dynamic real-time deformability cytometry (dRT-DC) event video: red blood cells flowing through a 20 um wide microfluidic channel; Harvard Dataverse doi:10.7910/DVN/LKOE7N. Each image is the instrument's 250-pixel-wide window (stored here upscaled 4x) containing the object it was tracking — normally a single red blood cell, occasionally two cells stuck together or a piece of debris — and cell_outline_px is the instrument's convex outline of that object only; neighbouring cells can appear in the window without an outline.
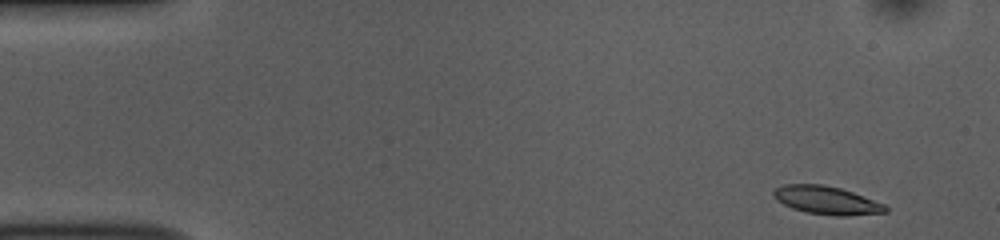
{"species": "common noctule bat (a hibernating species)", "species_latin": "Nyctalus noctula", "temperature_condition": "room temperature", "stored_images_in_passage": 49, "camera_frame_rate_fps": 3000, "um_per_image_px": 0.085, "animal": {"sex": "female", "body_mass_g": 10.0, "forearm_length_mm": 53.1}, "frame": {"image": 1, "passage_image": 1, "time_ms": 0.0, "image_size_px": [1000, 240], "cell_outline_px": [[888, 212], [844, 216], [836, 216], [808, 212], [792, 208], [776, 200], [772, 196], [772, 192], [776, 188], [784, 184], [824, 184], [840, 188], [852, 192], [884, 204], [888, 208]], "centroid_in_image_um": [70.24, 17.02], "position_along_channel_um": 14.8, "area_um2": 18.26}}
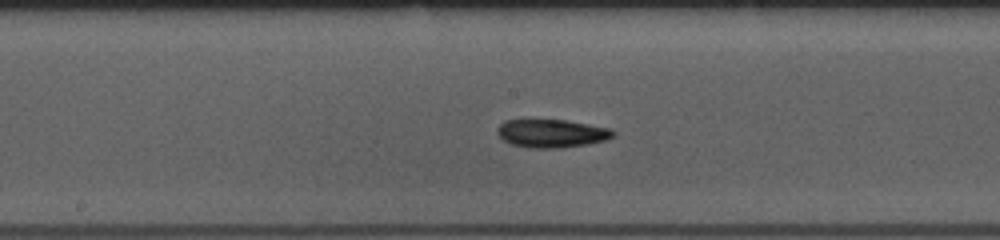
{"frame": {"image": 2, "passage_image": 24, "time_ms": 7.667, "image_size_px": [1000, 240], "cell_outline_px": [[616, 132], [612, 136], [604, 140], [588, 144], [560, 148], [528, 148], [512, 144], [504, 140], [496, 132], [500, 124], [504, 120], [564, 120], [612, 128]], "centroid_in_image_um": [46.89, 11.34], "position_along_channel_um": 201.3, "area_um2": 18.96}}
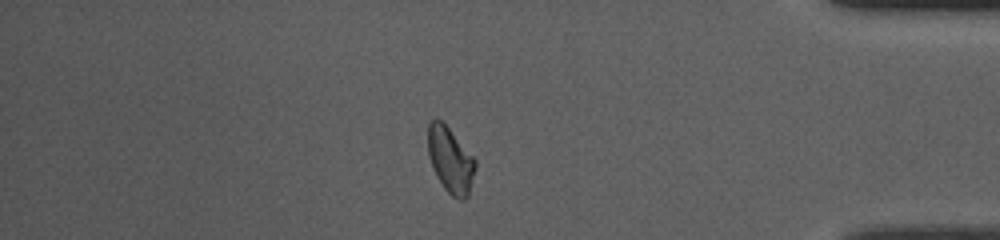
{"frame": {"image": 3, "passage_image": 42, "time_ms": 13.667, "image_size_px": [1000, 240], "cell_outline_px": [[476, 168], [468, 196], [464, 200], [460, 200], [452, 196], [444, 188], [436, 176], [432, 168], [428, 156], [428, 120], [440, 120], [448, 128], [476, 160]], "centroid_in_image_um": [38.27, 13.63], "position_along_channel_um": 396.9, "area_um2": 18.03}, "authors_computed_cell_mechanics": {"area_um2": 18.3804, "velocity_mm_per_s": 3.8013, "shape_relaxation_time_tau1_ms": 9.0199, "shape_relaxation_time_tau2_ms": 7.9461, "deformation_change_tau1": 0.2192, "deformation_change_tau2": 0.1587}}